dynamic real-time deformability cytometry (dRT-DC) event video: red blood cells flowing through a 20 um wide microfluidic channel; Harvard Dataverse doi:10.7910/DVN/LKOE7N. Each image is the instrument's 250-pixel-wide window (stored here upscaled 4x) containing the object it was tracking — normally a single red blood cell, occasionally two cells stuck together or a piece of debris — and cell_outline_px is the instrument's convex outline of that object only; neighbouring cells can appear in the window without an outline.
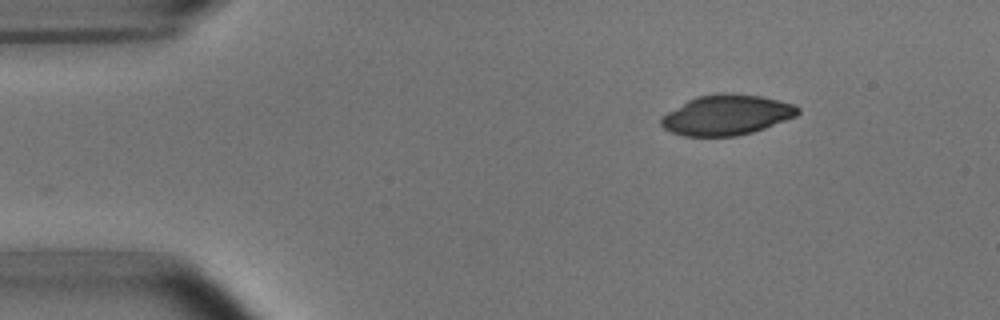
{"species": "common noctule bat (a hibernating species)", "species_latin": "Nyctalus noctula", "temperature_condition": "room temperature", "stored_images_in_passage": 8, "camera_frame_rate_fps": 3000, "um_per_image_px": 0.085, "animal": {"sex": "male", "body_mass_g": 15.6}, "frame": {"image": 1, "passage_image": 1, "time_ms": 0.0, "image_size_px": [1000, 320], "cell_outline_px": [[800, 112], [796, 116], [764, 128], [752, 132], [736, 136], [684, 136], [672, 132], [664, 128], [660, 124], [660, 116], [688, 100], [696, 96], [760, 96], [792, 104], [800, 108]], "centroid_in_image_um": [61.73, 9.82], "position_along_channel_um": 23.3, "area_um2": 30.98}}